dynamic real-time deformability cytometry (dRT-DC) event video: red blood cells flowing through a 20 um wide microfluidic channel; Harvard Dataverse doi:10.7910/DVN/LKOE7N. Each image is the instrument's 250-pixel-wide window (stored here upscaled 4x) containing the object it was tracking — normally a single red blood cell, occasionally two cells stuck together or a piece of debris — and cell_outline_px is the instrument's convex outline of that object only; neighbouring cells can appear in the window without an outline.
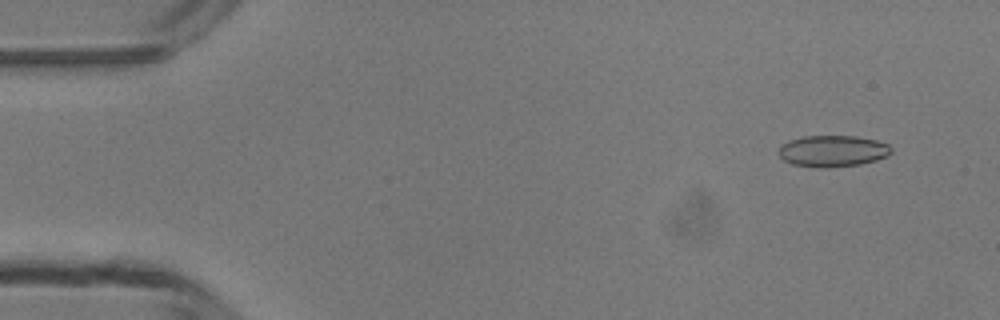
{"species": "common noctule bat (a hibernating species)", "species_latin": "Nyctalus noctula", "temperature_condition": "room temperature", "stored_images_in_passage": 13, "camera_frame_rate_fps": 3000, "um_per_image_px": 0.085, "animal": {"sex": "male", "body_mass_g": 13.3}, "frame": {"image": 1, "passage_image": 4, "time_ms": 1.0, "image_size_px": [1000, 320], "cell_outline_px": [[892, 152], [888, 156], [876, 160], [860, 164], [828, 168], [816, 168], [792, 164], [784, 160], [780, 156], [780, 144], [788, 140], [804, 136], [856, 136], [876, 140], [888, 144], [892, 148]], "centroid_in_image_um": [70.78, 12.84], "position_along_channel_um": 14.2, "area_um2": 20.81}}